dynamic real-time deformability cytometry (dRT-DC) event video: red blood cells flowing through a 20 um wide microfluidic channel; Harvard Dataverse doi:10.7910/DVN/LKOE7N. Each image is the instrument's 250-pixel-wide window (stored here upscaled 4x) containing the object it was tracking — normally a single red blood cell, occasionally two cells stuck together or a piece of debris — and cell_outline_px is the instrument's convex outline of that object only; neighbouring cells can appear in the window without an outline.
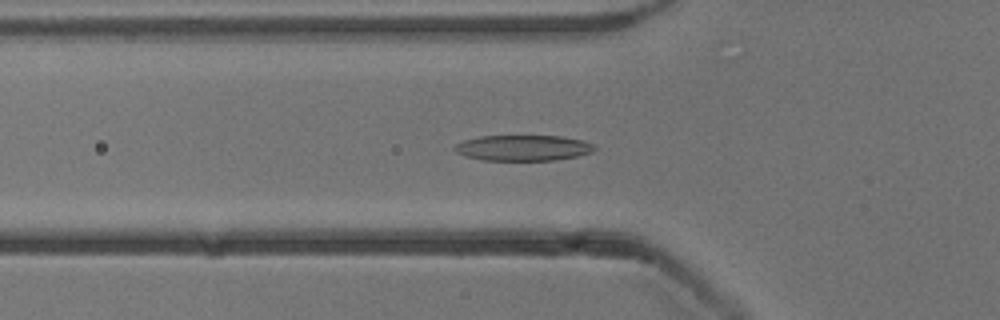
{"species": "common noctule bat (a hibernating species)", "species_latin": "Nyctalus noctula", "temperature_condition": "cold", "stored_images_in_passage": 54, "camera_frame_rate_fps": 3000, "um_per_image_px": 0.085, "animal": {"sex": "male", "body_mass_g": 13.3}, "frame": {"image": 1, "passage_image": 19, "time_ms": 6.0, "image_size_px": [1000, 320], "cell_outline_px": [[596, 148], [592, 152], [576, 156], [556, 160], [484, 160], [464, 156], [456, 152], [452, 148], [456, 144], [464, 140], [480, 136], [560, 136], [580, 140], [592, 144]], "centroid_in_image_um": [44.42, 12.57], "position_along_channel_um": 81.4, "area_um2": 20.81}}
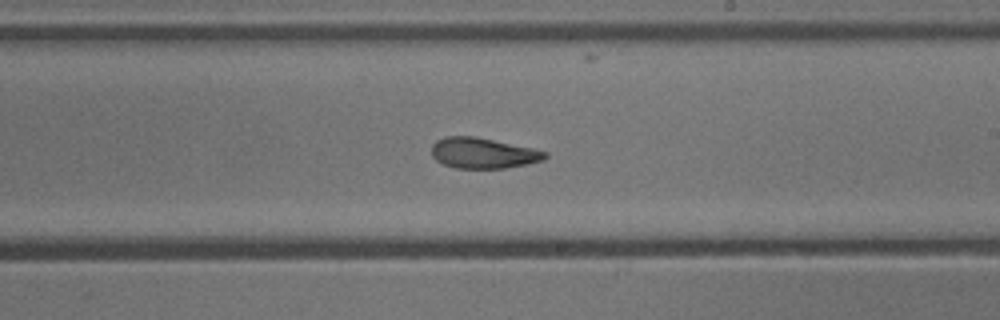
{"frame": {"image": 2, "passage_image": 32, "time_ms": 10.333, "image_size_px": [1000, 320], "cell_outline_px": [[548, 156], [544, 160], [504, 168], [456, 168], [444, 164], [436, 160], [432, 156], [432, 144], [436, 140], [444, 136], [476, 136], [532, 148], [548, 152]], "centroid_in_image_um": [41.04, 13.0], "position_along_channel_um": 248.0, "area_um2": 20.23}}
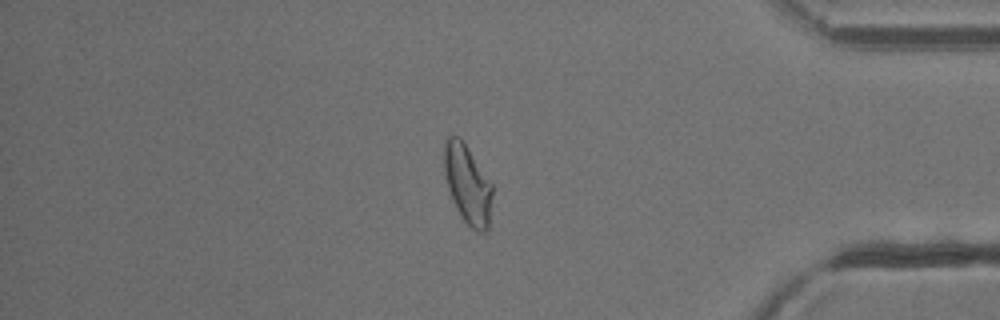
{"frame": {"image": 3, "passage_image": 46, "time_ms": 15.0, "image_size_px": [1000, 320], "cell_outline_px": [[492, 196], [488, 228], [484, 232], [476, 232], [464, 220], [456, 208], [452, 200], [448, 188], [444, 172], [444, 144], [448, 136], [456, 136], [464, 144], [492, 184]], "centroid_in_image_um": [39.73, 15.7], "position_along_channel_um": 395.5, "area_um2": 21.68}, "authors_computed_cell_mechanics": {"area_um2": 21.097, "velocity_mm_per_s": 3.8207, "shape_relaxation_time_tau1_ms": 3.9402, "shape_relaxation_time_tau2_ms": 2.7782, "deformation_change_tau1": 0.1629, "deformation_change_tau2": 0.1086}}